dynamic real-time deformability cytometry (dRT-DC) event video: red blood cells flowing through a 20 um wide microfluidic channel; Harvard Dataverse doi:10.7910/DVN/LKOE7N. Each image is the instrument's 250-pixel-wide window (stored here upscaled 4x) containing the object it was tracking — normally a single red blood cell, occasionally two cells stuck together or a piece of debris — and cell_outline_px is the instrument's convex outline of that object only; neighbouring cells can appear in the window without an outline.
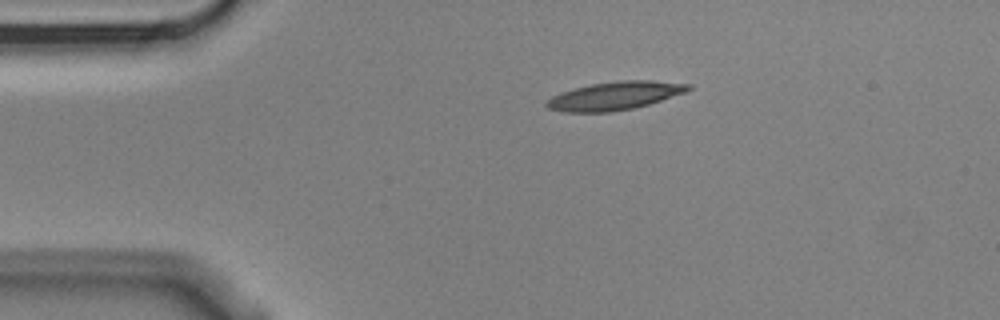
{"species": "Egyptian fruit bat (a non-hibernating species)", "species_latin": "Rousettus aegyptiacus", "temperature_condition": "cold", "stored_images_in_passage": 3, "camera_frame_rate_fps": 3000, "um_per_image_px": 0.085, "animal": {"sex": "male"}, "frame": {"image": 1, "passage_image": 1, "time_ms": 0.0, "image_size_px": [1000, 320], "cell_outline_px": [[692, 88], [684, 92], [648, 104], [632, 108], [612, 112], [564, 112], [548, 108], [544, 104], [552, 96], [560, 92], [592, 84], [620, 80], [652, 80], [692, 84]], "centroid_in_image_um": [52.24, 8.14], "position_along_channel_um": 32.8, "area_um2": 23.12}}
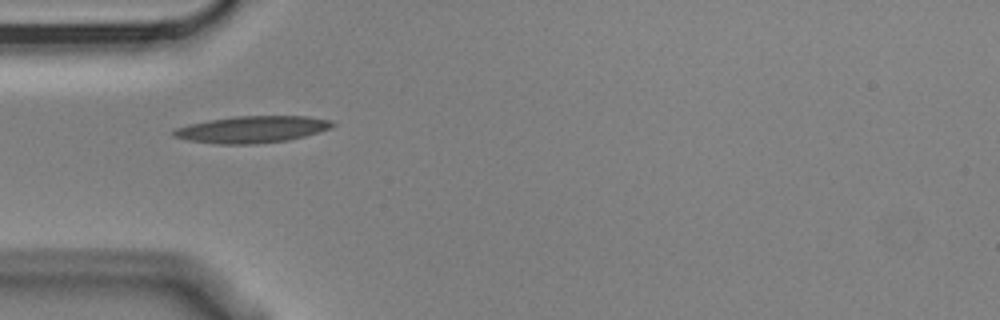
{"frame": {"image": 2, "passage_image": 2, "time_ms": 0.333, "image_size_px": [1000, 320], "cell_outline_px": [[336, 124], [332, 128], [304, 136], [288, 140], [252, 144], [220, 144], [188, 140], [172, 136], [172, 132], [176, 128], [188, 124], [208, 120], [236, 116], [308, 116], [332, 120]], "centroid_in_image_um": [21.44, 10.99], "position_along_channel_um": 63.6, "area_um2": 24.8}}
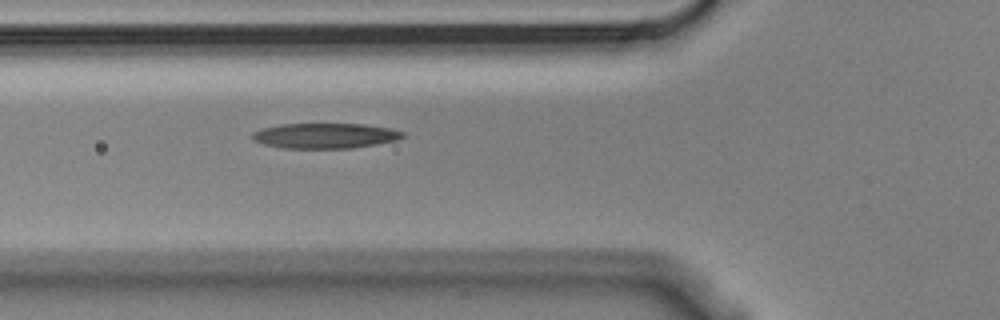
{"frame": {"image": 3, "passage_image": 3, "time_ms": 0.667, "image_size_px": [1000, 320], "cell_outline_px": [[408, 136], [396, 140], [376, 144], [352, 148], [284, 148], [264, 144], [252, 140], [252, 132], [264, 128], [280, 124], [364, 124], [392, 128], [404, 132]], "centroid_in_image_um": [27.68, 11.53], "position_along_channel_um": 98.1, "area_um2": 22.2}}